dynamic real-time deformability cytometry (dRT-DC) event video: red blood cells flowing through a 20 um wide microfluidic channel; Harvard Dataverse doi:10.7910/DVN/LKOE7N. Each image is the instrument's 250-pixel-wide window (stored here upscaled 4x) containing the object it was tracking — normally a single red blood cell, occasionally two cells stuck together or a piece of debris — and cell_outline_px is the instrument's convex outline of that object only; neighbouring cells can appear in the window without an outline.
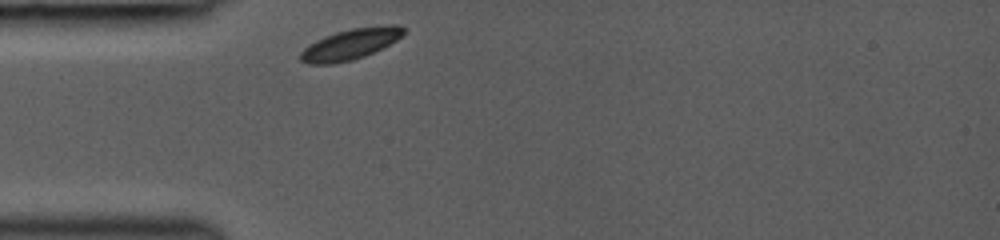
{"species": "common noctule bat (a hibernating species)", "species_latin": "Nyctalus noctula", "temperature_condition": "room temperature", "stored_images_in_passage": 8, "camera_frame_rate_fps": 3000, "um_per_image_px": 0.085, "animal": {"sex": "female", "body_mass_g": 19.0, "forearm_length_mm": 53.3}, "frame": {"image": 1, "passage_image": 1, "time_ms": 0.0, "image_size_px": [1000, 240], "cell_outline_px": [[408, 28], [396, 40], [364, 56], [352, 60], [332, 64], [308, 64], [300, 60], [300, 52], [304, 48], [316, 40], [324, 36], [336, 32], [352, 28], [388, 24], [396, 24]], "centroid_in_image_um": [29.78, 3.74], "position_along_channel_um": 55.2, "area_um2": 18.44}}
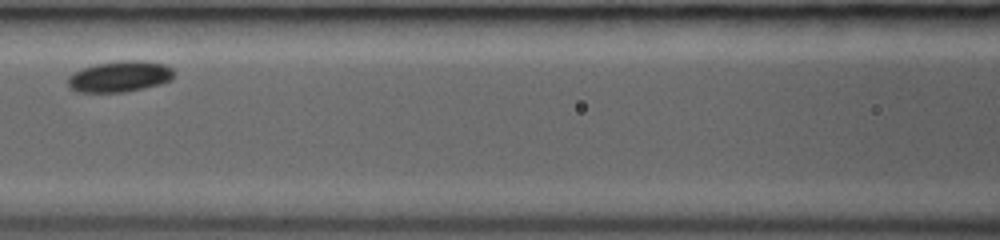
{"frame": {"image": 2, "passage_image": 5, "time_ms": 2.667, "image_size_px": [1000, 240], "cell_outline_px": [[172, 80], [160, 84], [144, 88], [124, 92], [76, 92], [68, 84], [68, 76], [72, 72], [80, 68], [96, 64], [120, 60], [148, 60], [168, 64], [172, 68]], "centroid_in_image_um": [10.19, 6.48], "position_along_channel_um": 156.4, "area_um2": 19.48}}
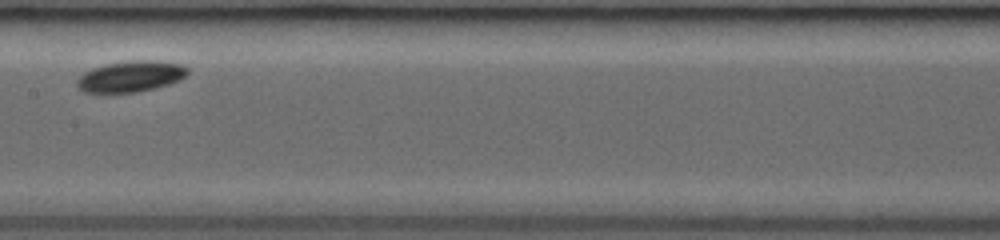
{"frame": {"image": 3, "passage_image": 6, "time_ms": 3.667, "image_size_px": [1000, 240], "cell_outline_px": [[188, 72], [180, 80], [168, 84], [136, 92], [84, 92], [76, 88], [76, 80], [84, 72], [92, 68], [108, 64], [128, 60], [156, 60], [184, 64], [188, 68]], "centroid_in_image_um": [11.1, 6.48], "position_along_channel_um": 196.3, "area_um2": 20.0}}